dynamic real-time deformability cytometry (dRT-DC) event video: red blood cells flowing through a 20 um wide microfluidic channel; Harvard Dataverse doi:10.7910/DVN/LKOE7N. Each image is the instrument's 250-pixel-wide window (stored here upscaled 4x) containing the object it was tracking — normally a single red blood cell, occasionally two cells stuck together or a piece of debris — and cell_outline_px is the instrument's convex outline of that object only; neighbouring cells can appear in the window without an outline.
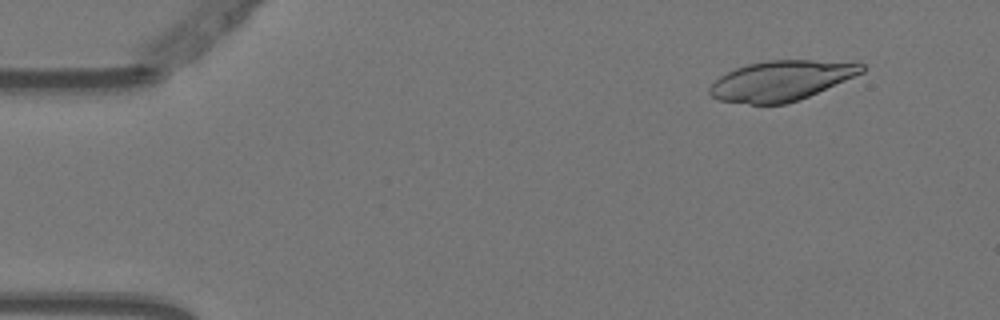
{"species": "Egyptian fruit bat (a non-hibernating species)", "species_latin": "Rousettus aegyptiacus", "temperature_condition": "warm", "stored_images_in_passage": 7, "camera_frame_rate_fps": 3000, "um_per_image_px": 0.085, "animal": {"sex": "female"}, "frame": {"image": 1, "passage_image": 1, "time_ms": 0.0, "image_size_px": [1000, 320], "cell_outline_px": [[864, 72], [800, 100], [784, 104], [748, 104], [716, 100], [708, 92], [708, 88], [720, 76], [736, 68], [748, 64], [768, 60], [812, 60], [864, 64]], "centroid_in_image_um": [66.36, 6.87], "position_along_channel_um": 18.6, "area_um2": 35.26}}